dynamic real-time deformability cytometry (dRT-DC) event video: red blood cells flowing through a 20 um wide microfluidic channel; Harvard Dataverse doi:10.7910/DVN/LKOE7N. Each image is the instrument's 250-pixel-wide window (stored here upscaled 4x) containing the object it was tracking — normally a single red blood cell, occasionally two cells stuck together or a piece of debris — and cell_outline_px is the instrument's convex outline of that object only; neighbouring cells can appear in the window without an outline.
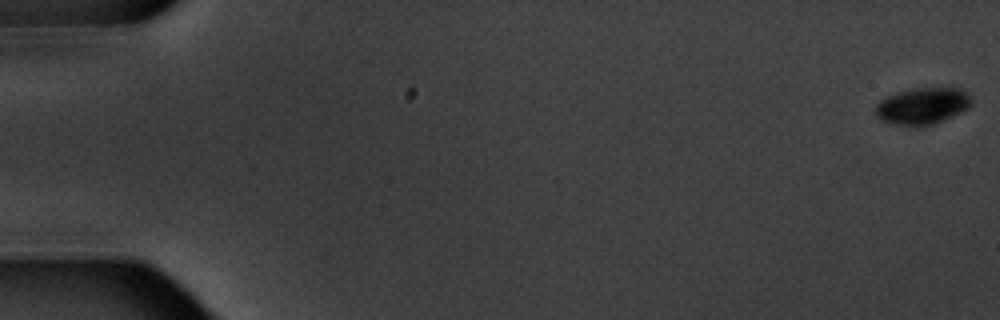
{"species": "common noctule bat (a hibernating species)", "species_latin": "Nyctalus noctula", "temperature_condition": "warm", "stored_images_in_passage": 6, "camera_frame_rate_fps": 3000, "um_per_image_px": 0.085, "animal": {"sex": "male", "body_mass_g": 20.1, "forearm_length_mm": 53.5}, "frame": {"image": 1, "passage_image": 1, "time_ms": 0.0, "image_size_px": [1000, 320], "cell_outline_px": [[972, 104], [968, 108], [960, 112], [932, 124], [912, 128], [896, 124], [884, 120], [876, 116], [876, 104], [880, 100], [888, 96], [900, 92], [920, 88], [948, 84], [960, 88], [968, 96]], "centroid_in_image_um": [78.44, 8.98], "position_along_channel_um": 6.6, "area_um2": 20.63}}
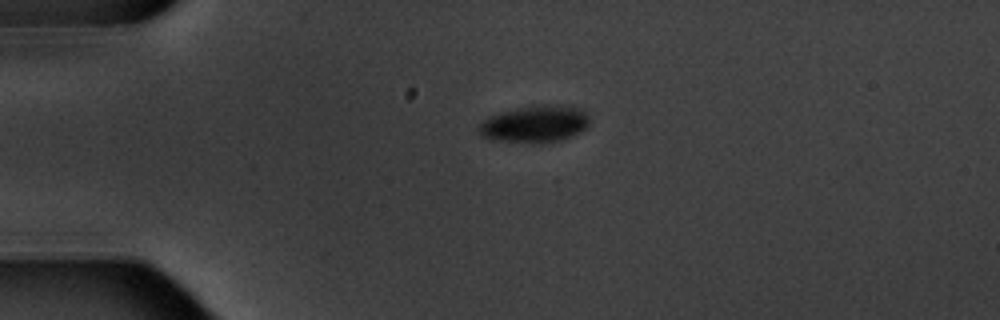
{"frame": {"image": 2, "passage_image": 5, "time_ms": 4.667, "image_size_px": [1000, 320], "cell_outline_px": [[588, 124], [580, 132], [572, 136], [560, 140], [544, 144], [536, 144], [488, 140], [480, 136], [476, 128], [488, 116], [500, 112], [516, 108], [544, 104], [556, 104], [580, 108], [588, 116]], "centroid_in_image_um": [45.4, 10.56], "position_along_channel_um": 39.6, "area_um2": 24.39}}